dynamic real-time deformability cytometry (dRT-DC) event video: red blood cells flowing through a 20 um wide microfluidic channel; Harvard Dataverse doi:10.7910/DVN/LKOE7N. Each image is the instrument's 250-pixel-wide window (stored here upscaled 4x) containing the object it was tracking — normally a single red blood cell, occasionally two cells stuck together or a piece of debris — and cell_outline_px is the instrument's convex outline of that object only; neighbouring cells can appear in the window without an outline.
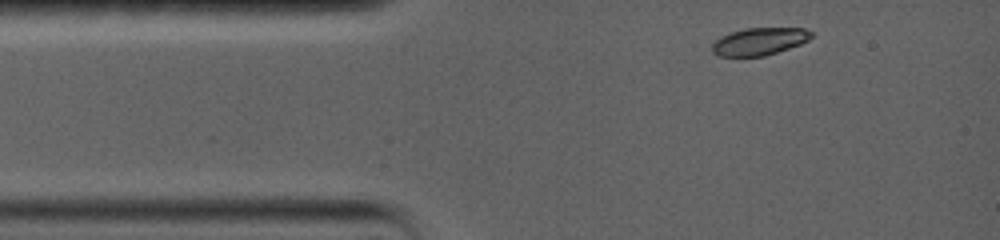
{"species": "common noctule bat (a hibernating species)", "species_latin": "Nyctalus noctula", "temperature_condition": "warm", "stored_images_in_passage": 29, "camera_frame_rate_fps": 5000, "um_per_image_px": 0.085, "animal": {"sex": "female", "body_mass_g": 19.0, "forearm_length_mm": 56.7}, "frame": {"image": 1, "passage_image": 1, "time_ms": 0.0, "image_size_px": [1000, 240], "cell_outline_px": [[812, 36], [808, 40], [800, 44], [764, 56], [716, 56], [712, 52], [712, 44], [720, 36], [744, 28], [804, 28], [812, 32]], "centroid_in_image_um": [64.52, 3.52], "position_along_channel_um": 20.5, "area_um2": 15.78}}
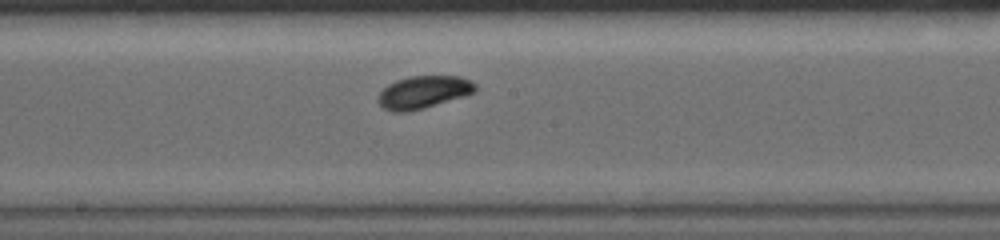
{"frame": {"image": 2, "passage_image": 13, "time_ms": 6.4, "image_size_px": [1000, 240], "cell_outline_px": [[476, 92], [464, 96], [424, 108], [408, 112], [392, 112], [384, 108], [376, 100], [380, 92], [388, 84], [396, 80], [408, 76], [460, 76], [476, 84]], "centroid_in_image_um": [35.97, 7.83], "position_along_channel_um": 212.2, "area_um2": 18.5}}
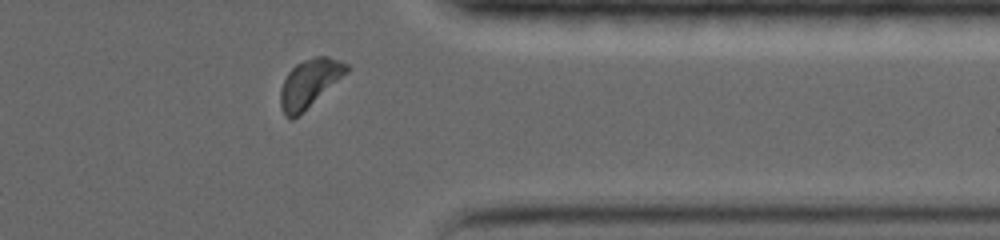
{"frame": {"image": 3, "passage_image": 25, "time_ms": 11.4, "image_size_px": [1000, 240], "cell_outline_px": [[348, 72], [292, 120], [288, 120], [284, 116], [280, 108], [280, 88], [288, 72], [296, 64], [304, 60], [316, 56], [328, 56], [348, 64]], "centroid_in_image_um": [26.26, 7.08], "position_along_channel_um": 385.1, "area_um2": 18.26}, "authors_computed_cell_mechanics": {"area_um2": 17.918, "velocity_mm_per_s": 3.571, "shape_relaxation_time_tau1_ms": 2.0802, "shape_relaxation_time_tau2_ms": null, "deformation_change_tau1": 0.098, "deformation_change_tau2": null}}